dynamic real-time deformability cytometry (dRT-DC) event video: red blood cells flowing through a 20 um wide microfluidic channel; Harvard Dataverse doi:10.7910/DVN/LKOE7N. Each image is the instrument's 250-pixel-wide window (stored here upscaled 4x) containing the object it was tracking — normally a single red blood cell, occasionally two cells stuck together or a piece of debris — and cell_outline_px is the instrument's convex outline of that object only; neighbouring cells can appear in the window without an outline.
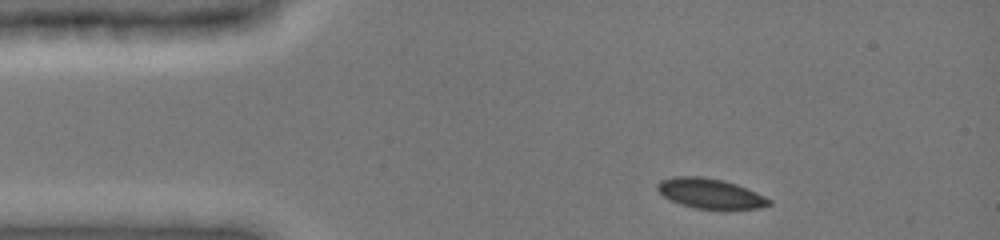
{"species": "common noctule bat (a hibernating species)", "species_latin": "Nyctalus noctula", "temperature_condition": "cold", "stored_images_in_passage": 4, "camera_frame_rate_fps": 3000, "um_per_image_px": 0.085, "animal": {"sex": "female", "body_mass_g": 19.0, "forearm_length_mm": 51.5}, "frame": {"image": 1, "passage_image": 1, "time_ms": 0.0, "image_size_px": [1000, 240], "cell_outline_px": [[772, 204], [760, 208], [696, 208], [680, 204], [668, 200], [656, 188], [656, 184], [660, 180], [672, 176], [700, 176], [724, 180], [736, 184], [764, 196], [772, 200]], "centroid_in_image_um": [60.32, 16.43], "position_along_channel_um": 24.7, "area_um2": 19.36}}
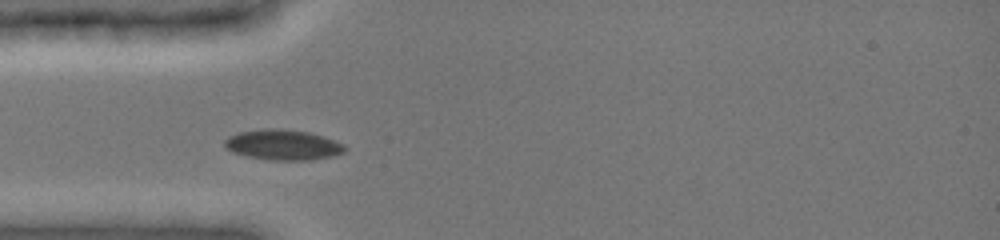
{"frame": {"image": 2, "passage_image": 3, "time_ms": 2.333, "image_size_px": [1000, 240], "cell_outline_px": [[348, 148], [344, 152], [332, 156], [308, 160], [272, 160], [248, 156], [232, 152], [224, 144], [224, 140], [228, 136], [236, 132], [264, 128], [280, 128], [308, 132], [324, 136], [344, 144]], "centroid_in_image_um": [24.05, 12.29], "position_along_channel_um": 60.9, "area_um2": 21.39}}